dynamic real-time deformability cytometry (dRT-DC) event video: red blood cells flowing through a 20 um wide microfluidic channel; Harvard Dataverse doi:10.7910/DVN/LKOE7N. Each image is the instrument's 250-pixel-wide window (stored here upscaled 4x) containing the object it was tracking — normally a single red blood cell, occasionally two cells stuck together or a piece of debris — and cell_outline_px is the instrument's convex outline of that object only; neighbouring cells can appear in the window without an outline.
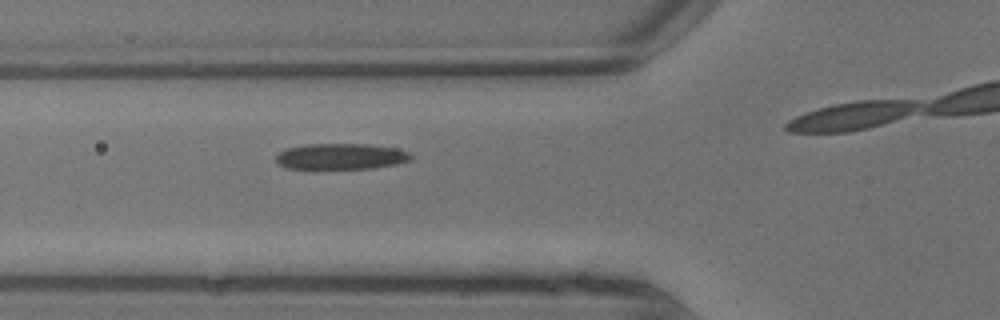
{"species": "common noctule bat (a hibernating species)", "species_latin": "Nyctalus noctula", "temperature_condition": "warm", "stored_images_in_passage": 3, "camera_frame_rate_fps": 3000, "um_per_image_px": 0.085, "animal": {"sex": "male", "body_mass_g": 13.3}, "frame": {"image": 1, "passage_image": 2, "time_ms": 0.333, "image_size_px": [1000, 320], "cell_outline_px": [[412, 160], [396, 164], [372, 168], [316, 172], [284, 168], [276, 164], [276, 156], [280, 152], [288, 148], [304, 144], [368, 144], [396, 148], [408, 152], [412, 156]], "centroid_in_image_um": [28.88, 13.36], "position_along_channel_um": 96.9, "area_um2": 21.62}}